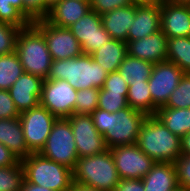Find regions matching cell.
<instances>
[{
	"mask_svg": "<svg viewBox=\"0 0 190 191\" xmlns=\"http://www.w3.org/2000/svg\"><path fill=\"white\" fill-rule=\"evenodd\" d=\"M155 116L180 138L190 132V108L160 107Z\"/></svg>",
	"mask_w": 190,
	"mask_h": 191,
	"instance_id": "cell-24",
	"label": "cell"
},
{
	"mask_svg": "<svg viewBox=\"0 0 190 191\" xmlns=\"http://www.w3.org/2000/svg\"><path fill=\"white\" fill-rule=\"evenodd\" d=\"M44 80L30 73H23L9 88L14 105L21 114L40 104Z\"/></svg>",
	"mask_w": 190,
	"mask_h": 191,
	"instance_id": "cell-15",
	"label": "cell"
},
{
	"mask_svg": "<svg viewBox=\"0 0 190 191\" xmlns=\"http://www.w3.org/2000/svg\"><path fill=\"white\" fill-rule=\"evenodd\" d=\"M120 179H142L156 163L136 144L110 149Z\"/></svg>",
	"mask_w": 190,
	"mask_h": 191,
	"instance_id": "cell-12",
	"label": "cell"
},
{
	"mask_svg": "<svg viewBox=\"0 0 190 191\" xmlns=\"http://www.w3.org/2000/svg\"><path fill=\"white\" fill-rule=\"evenodd\" d=\"M163 107L190 108V73H184Z\"/></svg>",
	"mask_w": 190,
	"mask_h": 191,
	"instance_id": "cell-31",
	"label": "cell"
},
{
	"mask_svg": "<svg viewBox=\"0 0 190 191\" xmlns=\"http://www.w3.org/2000/svg\"><path fill=\"white\" fill-rule=\"evenodd\" d=\"M170 191H190L189 189H185L181 186H176L173 190H170Z\"/></svg>",
	"mask_w": 190,
	"mask_h": 191,
	"instance_id": "cell-48",
	"label": "cell"
},
{
	"mask_svg": "<svg viewBox=\"0 0 190 191\" xmlns=\"http://www.w3.org/2000/svg\"><path fill=\"white\" fill-rule=\"evenodd\" d=\"M136 145L155 162L176 161L181 155V138L173 134L156 116H147Z\"/></svg>",
	"mask_w": 190,
	"mask_h": 191,
	"instance_id": "cell-3",
	"label": "cell"
},
{
	"mask_svg": "<svg viewBox=\"0 0 190 191\" xmlns=\"http://www.w3.org/2000/svg\"><path fill=\"white\" fill-rule=\"evenodd\" d=\"M160 6L136 5V15L128 31L127 43L161 30Z\"/></svg>",
	"mask_w": 190,
	"mask_h": 191,
	"instance_id": "cell-18",
	"label": "cell"
},
{
	"mask_svg": "<svg viewBox=\"0 0 190 191\" xmlns=\"http://www.w3.org/2000/svg\"><path fill=\"white\" fill-rule=\"evenodd\" d=\"M99 99L98 88L77 90L75 114H91L97 109Z\"/></svg>",
	"mask_w": 190,
	"mask_h": 191,
	"instance_id": "cell-32",
	"label": "cell"
},
{
	"mask_svg": "<svg viewBox=\"0 0 190 191\" xmlns=\"http://www.w3.org/2000/svg\"><path fill=\"white\" fill-rule=\"evenodd\" d=\"M60 0H45V5L50 9Z\"/></svg>",
	"mask_w": 190,
	"mask_h": 191,
	"instance_id": "cell-47",
	"label": "cell"
},
{
	"mask_svg": "<svg viewBox=\"0 0 190 191\" xmlns=\"http://www.w3.org/2000/svg\"><path fill=\"white\" fill-rule=\"evenodd\" d=\"M68 28L79 41L83 54H92L111 39L102 25L101 15L93 10Z\"/></svg>",
	"mask_w": 190,
	"mask_h": 191,
	"instance_id": "cell-14",
	"label": "cell"
},
{
	"mask_svg": "<svg viewBox=\"0 0 190 191\" xmlns=\"http://www.w3.org/2000/svg\"><path fill=\"white\" fill-rule=\"evenodd\" d=\"M136 5L162 6L165 0H133Z\"/></svg>",
	"mask_w": 190,
	"mask_h": 191,
	"instance_id": "cell-44",
	"label": "cell"
},
{
	"mask_svg": "<svg viewBox=\"0 0 190 191\" xmlns=\"http://www.w3.org/2000/svg\"><path fill=\"white\" fill-rule=\"evenodd\" d=\"M165 3L190 5V0H165Z\"/></svg>",
	"mask_w": 190,
	"mask_h": 191,
	"instance_id": "cell-46",
	"label": "cell"
},
{
	"mask_svg": "<svg viewBox=\"0 0 190 191\" xmlns=\"http://www.w3.org/2000/svg\"><path fill=\"white\" fill-rule=\"evenodd\" d=\"M20 27L0 22V55L13 53Z\"/></svg>",
	"mask_w": 190,
	"mask_h": 191,
	"instance_id": "cell-34",
	"label": "cell"
},
{
	"mask_svg": "<svg viewBox=\"0 0 190 191\" xmlns=\"http://www.w3.org/2000/svg\"><path fill=\"white\" fill-rule=\"evenodd\" d=\"M0 143L21 161L31 152L28 150L19 117L0 119Z\"/></svg>",
	"mask_w": 190,
	"mask_h": 191,
	"instance_id": "cell-21",
	"label": "cell"
},
{
	"mask_svg": "<svg viewBox=\"0 0 190 191\" xmlns=\"http://www.w3.org/2000/svg\"><path fill=\"white\" fill-rule=\"evenodd\" d=\"M44 35L52 60L70 59L83 54L81 45L69 28L57 27L45 18L33 23Z\"/></svg>",
	"mask_w": 190,
	"mask_h": 191,
	"instance_id": "cell-9",
	"label": "cell"
},
{
	"mask_svg": "<svg viewBox=\"0 0 190 191\" xmlns=\"http://www.w3.org/2000/svg\"><path fill=\"white\" fill-rule=\"evenodd\" d=\"M23 6L36 18H45L49 13V8L45 5V0H22Z\"/></svg>",
	"mask_w": 190,
	"mask_h": 191,
	"instance_id": "cell-39",
	"label": "cell"
},
{
	"mask_svg": "<svg viewBox=\"0 0 190 191\" xmlns=\"http://www.w3.org/2000/svg\"><path fill=\"white\" fill-rule=\"evenodd\" d=\"M105 68L95 62L91 55L53 60L48 80H66L76 90L102 88L107 78Z\"/></svg>",
	"mask_w": 190,
	"mask_h": 191,
	"instance_id": "cell-2",
	"label": "cell"
},
{
	"mask_svg": "<svg viewBox=\"0 0 190 191\" xmlns=\"http://www.w3.org/2000/svg\"><path fill=\"white\" fill-rule=\"evenodd\" d=\"M114 191H145L142 179H120Z\"/></svg>",
	"mask_w": 190,
	"mask_h": 191,
	"instance_id": "cell-40",
	"label": "cell"
},
{
	"mask_svg": "<svg viewBox=\"0 0 190 191\" xmlns=\"http://www.w3.org/2000/svg\"><path fill=\"white\" fill-rule=\"evenodd\" d=\"M102 88L108 92L121 93L123 96H127L128 93V84L119 71L108 73Z\"/></svg>",
	"mask_w": 190,
	"mask_h": 191,
	"instance_id": "cell-36",
	"label": "cell"
},
{
	"mask_svg": "<svg viewBox=\"0 0 190 191\" xmlns=\"http://www.w3.org/2000/svg\"><path fill=\"white\" fill-rule=\"evenodd\" d=\"M142 181L145 191H170L178 186L175 169L170 162H156Z\"/></svg>",
	"mask_w": 190,
	"mask_h": 191,
	"instance_id": "cell-22",
	"label": "cell"
},
{
	"mask_svg": "<svg viewBox=\"0 0 190 191\" xmlns=\"http://www.w3.org/2000/svg\"><path fill=\"white\" fill-rule=\"evenodd\" d=\"M14 102L8 90H0V119L19 117Z\"/></svg>",
	"mask_w": 190,
	"mask_h": 191,
	"instance_id": "cell-38",
	"label": "cell"
},
{
	"mask_svg": "<svg viewBox=\"0 0 190 191\" xmlns=\"http://www.w3.org/2000/svg\"><path fill=\"white\" fill-rule=\"evenodd\" d=\"M134 4L133 0H91V10L99 15H103L114 9Z\"/></svg>",
	"mask_w": 190,
	"mask_h": 191,
	"instance_id": "cell-37",
	"label": "cell"
},
{
	"mask_svg": "<svg viewBox=\"0 0 190 191\" xmlns=\"http://www.w3.org/2000/svg\"><path fill=\"white\" fill-rule=\"evenodd\" d=\"M19 160L16 156L3 144L0 143V167H10L16 165Z\"/></svg>",
	"mask_w": 190,
	"mask_h": 191,
	"instance_id": "cell-41",
	"label": "cell"
},
{
	"mask_svg": "<svg viewBox=\"0 0 190 191\" xmlns=\"http://www.w3.org/2000/svg\"><path fill=\"white\" fill-rule=\"evenodd\" d=\"M92 59L103 66L107 73L118 71V68L128 55L127 43L122 40L110 39L98 50L90 54Z\"/></svg>",
	"mask_w": 190,
	"mask_h": 191,
	"instance_id": "cell-23",
	"label": "cell"
},
{
	"mask_svg": "<svg viewBox=\"0 0 190 191\" xmlns=\"http://www.w3.org/2000/svg\"><path fill=\"white\" fill-rule=\"evenodd\" d=\"M23 73V66L15 51L0 55V90H9Z\"/></svg>",
	"mask_w": 190,
	"mask_h": 191,
	"instance_id": "cell-29",
	"label": "cell"
},
{
	"mask_svg": "<svg viewBox=\"0 0 190 191\" xmlns=\"http://www.w3.org/2000/svg\"><path fill=\"white\" fill-rule=\"evenodd\" d=\"M78 158L92 156L108 150L103 135L95 128L90 114H73L68 117Z\"/></svg>",
	"mask_w": 190,
	"mask_h": 191,
	"instance_id": "cell-13",
	"label": "cell"
},
{
	"mask_svg": "<svg viewBox=\"0 0 190 191\" xmlns=\"http://www.w3.org/2000/svg\"><path fill=\"white\" fill-rule=\"evenodd\" d=\"M136 15V4L119 7L101 15L102 25L111 39L122 40L127 43L129 28Z\"/></svg>",
	"mask_w": 190,
	"mask_h": 191,
	"instance_id": "cell-20",
	"label": "cell"
},
{
	"mask_svg": "<svg viewBox=\"0 0 190 191\" xmlns=\"http://www.w3.org/2000/svg\"><path fill=\"white\" fill-rule=\"evenodd\" d=\"M24 179L32 184L54 191H70L73 185V170L40 153H31L21 160Z\"/></svg>",
	"mask_w": 190,
	"mask_h": 191,
	"instance_id": "cell-6",
	"label": "cell"
},
{
	"mask_svg": "<svg viewBox=\"0 0 190 191\" xmlns=\"http://www.w3.org/2000/svg\"><path fill=\"white\" fill-rule=\"evenodd\" d=\"M160 13L161 30L167 38L190 37V5L164 3Z\"/></svg>",
	"mask_w": 190,
	"mask_h": 191,
	"instance_id": "cell-16",
	"label": "cell"
},
{
	"mask_svg": "<svg viewBox=\"0 0 190 191\" xmlns=\"http://www.w3.org/2000/svg\"><path fill=\"white\" fill-rule=\"evenodd\" d=\"M181 154L190 155V132L181 138Z\"/></svg>",
	"mask_w": 190,
	"mask_h": 191,
	"instance_id": "cell-43",
	"label": "cell"
},
{
	"mask_svg": "<svg viewBox=\"0 0 190 191\" xmlns=\"http://www.w3.org/2000/svg\"><path fill=\"white\" fill-rule=\"evenodd\" d=\"M167 61L176 64L184 73H190V37L167 39Z\"/></svg>",
	"mask_w": 190,
	"mask_h": 191,
	"instance_id": "cell-27",
	"label": "cell"
},
{
	"mask_svg": "<svg viewBox=\"0 0 190 191\" xmlns=\"http://www.w3.org/2000/svg\"><path fill=\"white\" fill-rule=\"evenodd\" d=\"M172 164L175 169L177 184L190 190V155L181 154Z\"/></svg>",
	"mask_w": 190,
	"mask_h": 191,
	"instance_id": "cell-35",
	"label": "cell"
},
{
	"mask_svg": "<svg viewBox=\"0 0 190 191\" xmlns=\"http://www.w3.org/2000/svg\"><path fill=\"white\" fill-rule=\"evenodd\" d=\"M128 105L146 116H153V101L148 81L130 84L127 93Z\"/></svg>",
	"mask_w": 190,
	"mask_h": 191,
	"instance_id": "cell-28",
	"label": "cell"
},
{
	"mask_svg": "<svg viewBox=\"0 0 190 191\" xmlns=\"http://www.w3.org/2000/svg\"><path fill=\"white\" fill-rule=\"evenodd\" d=\"M77 90L66 80H44L40 105L57 118H68L74 114Z\"/></svg>",
	"mask_w": 190,
	"mask_h": 191,
	"instance_id": "cell-10",
	"label": "cell"
},
{
	"mask_svg": "<svg viewBox=\"0 0 190 191\" xmlns=\"http://www.w3.org/2000/svg\"><path fill=\"white\" fill-rule=\"evenodd\" d=\"M70 191H103V190L73 183V185L70 188Z\"/></svg>",
	"mask_w": 190,
	"mask_h": 191,
	"instance_id": "cell-45",
	"label": "cell"
},
{
	"mask_svg": "<svg viewBox=\"0 0 190 191\" xmlns=\"http://www.w3.org/2000/svg\"><path fill=\"white\" fill-rule=\"evenodd\" d=\"M119 180L110 149L96 155L78 158L73 169L74 183L103 191H114Z\"/></svg>",
	"mask_w": 190,
	"mask_h": 191,
	"instance_id": "cell-5",
	"label": "cell"
},
{
	"mask_svg": "<svg viewBox=\"0 0 190 191\" xmlns=\"http://www.w3.org/2000/svg\"><path fill=\"white\" fill-rule=\"evenodd\" d=\"M15 52L25 73L47 79L53 60L43 33L33 23L19 31Z\"/></svg>",
	"mask_w": 190,
	"mask_h": 191,
	"instance_id": "cell-4",
	"label": "cell"
},
{
	"mask_svg": "<svg viewBox=\"0 0 190 191\" xmlns=\"http://www.w3.org/2000/svg\"><path fill=\"white\" fill-rule=\"evenodd\" d=\"M91 10L90 2L81 0H60L50 8L45 19L62 28H68Z\"/></svg>",
	"mask_w": 190,
	"mask_h": 191,
	"instance_id": "cell-19",
	"label": "cell"
},
{
	"mask_svg": "<svg viewBox=\"0 0 190 191\" xmlns=\"http://www.w3.org/2000/svg\"><path fill=\"white\" fill-rule=\"evenodd\" d=\"M39 153L71 170L75 168L78 152L68 118H57Z\"/></svg>",
	"mask_w": 190,
	"mask_h": 191,
	"instance_id": "cell-7",
	"label": "cell"
},
{
	"mask_svg": "<svg viewBox=\"0 0 190 191\" xmlns=\"http://www.w3.org/2000/svg\"><path fill=\"white\" fill-rule=\"evenodd\" d=\"M154 63L141 60L127 55L120 64L118 71L126 80L128 86L130 84H138L145 81L151 76Z\"/></svg>",
	"mask_w": 190,
	"mask_h": 191,
	"instance_id": "cell-26",
	"label": "cell"
},
{
	"mask_svg": "<svg viewBox=\"0 0 190 191\" xmlns=\"http://www.w3.org/2000/svg\"><path fill=\"white\" fill-rule=\"evenodd\" d=\"M19 119L28 150L31 153H39L44 147L57 117L39 104L28 111L22 112Z\"/></svg>",
	"mask_w": 190,
	"mask_h": 191,
	"instance_id": "cell-8",
	"label": "cell"
},
{
	"mask_svg": "<svg viewBox=\"0 0 190 191\" xmlns=\"http://www.w3.org/2000/svg\"><path fill=\"white\" fill-rule=\"evenodd\" d=\"M90 115L95 128L103 135L108 149L120 145L136 144L140 127L147 117L130 106L114 113L97 108Z\"/></svg>",
	"mask_w": 190,
	"mask_h": 191,
	"instance_id": "cell-1",
	"label": "cell"
},
{
	"mask_svg": "<svg viewBox=\"0 0 190 191\" xmlns=\"http://www.w3.org/2000/svg\"><path fill=\"white\" fill-rule=\"evenodd\" d=\"M184 72L173 62L155 63L150 78L149 90L153 101V116L158 108L166 105L173 90L178 86Z\"/></svg>",
	"mask_w": 190,
	"mask_h": 191,
	"instance_id": "cell-11",
	"label": "cell"
},
{
	"mask_svg": "<svg viewBox=\"0 0 190 191\" xmlns=\"http://www.w3.org/2000/svg\"><path fill=\"white\" fill-rule=\"evenodd\" d=\"M23 181L21 161L10 167H0V191H20Z\"/></svg>",
	"mask_w": 190,
	"mask_h": 191,
	"instance_id": "cell-30",
	"label": "cell"
},
{
	"mask_svg": "<svg viewBox=\"0 0 190 191\" xmlns=\"http://www.w3.org/2000/svg\"><path fill=\"white\" fill-rule=\"evenodd\" d=\"M167 37L159 30L150 36L127 43L128 55L152 63L167 60Z\"/></svg>",
	"mask_w": 190,
	"mask_h": 191,
	"instance_id": "cell-17",
	"label": "cell"
},
{
	"mask_svg": "<svg viewBox=\"0 0 190 191\" xmlns=\"http://www.w3.org/2000/svg\"><path fill=\"white\" fill-rule=\"evenodd\" d=\"M20 191H54L44 186L32 184L24 179Z\"/></svg>",
	"mask_w": 190,
	"mask_h": 191,
	"instance_id": "cell-42",
	"label": "cell"
},
{
	"mask_svg": "<svg viewBox=\"0 0 190 191\" xmlns=\"http://www.w3.org/2000/svg\"><path fill=\"white\" fill-rule=\"evenodd\" d=\"M37 19L23 6L22 0H0V22L25 28Z\"/></svg>",
	"mask_w": 190,
	"mask_h": 191,
	"instance_id": "cell-25",
	"label": "cell"
},
{
	"mask_svg": "<svg viewBox=\"0 0 190 191\" xmlns=\"http://www.w3.org/2000/svg\"><path fill=\"white\" fill-rule=\"evenodd\" d=\"M127 106H129L127 96H123L121 93L108 92L103 88L99 89L97 108L114 113Z\"/></svg>",
	"mask_w": 190,
	"mask_h": 191,
	"instance_id": "cell-33",
	"label": "cell"
}]
</instances>
